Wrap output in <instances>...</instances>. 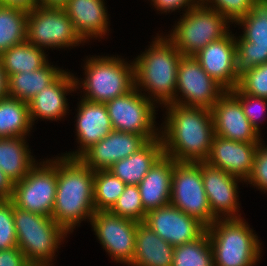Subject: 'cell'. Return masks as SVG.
Wrapping results in <instances>:
<instances>
[{"label":"cell","mask_w":267,"mask_h":266,"mask_svg":"<svg viewBox=\"0 0 267 266\" xmlns=\"http://www.w3.org/2000/svg\"><path fill=\"white\" fill-rule=\"evenodd\" d=\"M159 125L164 155L179 162H204L210 153L214 127L211 109L170 103Z\"/></svg>","instance_id":"obj_1"},{"label":"cell","mask_w":267,"mask_h":266,"mask_svg":"<svg viewBox=\"0 0 267 266\" xmlns=\"http://www.w3.org/2000/svg\"><path fill=\"white\" fill-rule=\"evenodd\" d=\"M94 213V171L79 158L57 155V190L51 217L71 234L82 221L90 222Z\"/></svg>","instance_id":"obj_2"},{"label":"cell","mask_w":267,"mask_h":266,"mask_svg":"<svg viewBox=\"0 0 267 266\" xmlns=\"http://www.w3.org/2000/svg\"><path fill=\"white\" fill-rule=\"evenodd\" d=\"M160 34L153 37L148 49L136 56L133 63L135 88L156 106L162 107L175 103L182 54L164 34Z\"/></svg>","instance_id":"obj_3"},{"label":"cell","mask_w":267,"mask_h":266,"mask_svg":"<svg viewBox=\"0 0 267 266\" xmlns=\"http://www.w3.org/2000/svg\"><path fill=\"white\" fill-rule=\"evenodd\" d=\"M114 56H86L82 67L85 77L80 79L74 75L76 90H83L80 91L83 95L80 98L106 103L135 87L133 61Z\"/></svg>","instance_id":"obj_4"},{"label":"cell","mask_w":267,"mask_h":266,"mask_svg":"<svg viewBox=\"0 0 267 266\" xmlns=\"http://www.w3.org/2000/svg\"><path fill=\"white\" fill-rule=\"evenodd\" d=\"M206 232L214 266H255L260 263L263 244L245 218L217 219L206 227Z\"/></svg>","instance_id":"obj_5"},{"label":"cell","mask_w":267,"mask_h":266,"mask_svg":"<svg viewBox=\"0 0 267 266\" xmlns=\"http://www.w3.org/2000/svg\"><path fill=\"white\" fill-rule=\"evenodd\" d=\"M17 246L32 266H54L58 250L69 235L52 217L22 210L13 203Z\"/></svg>","instance_id":"obj_6"},{"label":"cell","mask_w":267,"mask_h":266,"mask_svg":"<svg viewBox=\"0 0 267 266\" xmlns=\"http://www.w3.org/2000/svg\"><path fill=\"white\" fill-rule=\"evenodd\" d=\"M165 35L182 55L194 56L209 43L226 36L231 23L217 10L198 3Z\"/></svg>","instance_id":"obj_7"},{"label":"cell","mask_w":267,"mask_h":266,"mask_svg":"<svg viewBox=\"0 0 267 266\" xmlns=\"http://www.w3.org/2000/svg\"><path fill=\"white\" fill-rule=\"evenodd\" d=\"M26 41L45 51L85 45L62 7L36 6L29 10Z\"/></svg>","instance_id":"obj_8"},{"label":"cell","mask_w":267,"mask_h":266,"mask_svg":"<svg viewBox=\"0 0 267 266\" xmlns=\"http://www.w3.org/2000/svg\"><path fill=\"white\" fill-rule=\"evenodd\" d=\"M57 190V156L39 160L14 184L12 201L22 210L52 216Z\"/></svg>","instance_id":"obj_9"},{"label":"cell","mask_w":267,"mask_h":266,"mask_svg":"<svg viewBox=\"0 0 267 266\" xmlns=\"http://www.w3.org/2000/svg\"><path fill=\"white\" fill-rule=\"evenodd\" d=\"M235 24L243 30L235 36V73L240 78L267 63V0H254L251 10Z\"/></svg>","instance_id":"obj_10"},{"label":"cell","mask_w":267,"mask_h":266,"mask_svg":"<svg viewBox=\"0 0 267 266\" xmlns=\"http://www.w3.org/2000/svg\"><path fill=\"white\" fill-rule=\"evenodd\" d=\"M170 204L197 218L206 227L217 220L211 212L204 190L201 162H179L173 159Z\"/></svg>","instance_id":"obj_11"},{"label":"cell","mask_w":267,"mask_h":266,"mask_svg":"<svg viewBox=\"0 0 267 266\" xmlns=\"http://www.w3.org/2000/svg\"><path fill=\"white\" fill-rule=\"evenodd\" d=\"M105 105L115 131L143 135L148 141L159 138L155 116L158 106L135 87Z\"/></svg>","instance_id":"obj_12"},{"label":"cell","mask_w":267,"mask_h":266,"mask_svg":"<svg viewBox=\"0 0 267 266\" xmlns=\"http://www.w3.org/2000/svg\"><path fill=\"white\" fill-rule=\"evenodd\" d=\"M139 222L110 211H95L90 225L102 248L113 262L130 266L135 254L136 229Z\"/></svg>","instance_id":"obj_13"},{"label":"cell","mask_w":267,"mask_h":266,"mask_svg":"<svg viewBox=\"0 0 267 266\" xmlns=\"http://www.w3.org/2000/svg\"><path fill=\"white\" fill-rule=\"evenodd\" d=\"M224 92L194 56L182 55L177 72L175 104L211 109Z\"/></svg>","instance_id":"obj_14"},{"label":"cell","mask_w":267,"mask_h":266,"mask_svg":"<svg viewBox=\"0 0 267 266\" xmlns=\"http://www.w3.org/2000/svg\"><path fill=\"white\" fill-rule=\"evenodd\" d=\"M201 174L213 216L216 219L243 218L238 184L246 182L206 162H201Z\"/></svg>","instance_id":"obj_15"},{"label":"cell","mask_w":267,"mask_h":266,"mask_svg":"<svg viewBox=\"0 0 267 266\" xmlns=\"http://www.w3.org/2000/svg\"><path fill=\"white\" fill-rule=\"evenodd\" d=\"M143 223L172 246L195 241L206 232L202 222L172 204L147 212Z\"/></svg>","instance_id":"obj_16"},{"label":"cell","mask_w":267,"mask_h":266,"mask_svg":"<svg viewBox=\"0 0 267 266\" xmlns=\"http://www.w3.org/2000/svg\"><path fill=\"white\" fill-rule=\"evenodd\" d=\"M214 134L233 141L261 143V134L250 124L240 101L225 91L211 108Z\"/></svg>","instance_id":"obj_17"},{"label":"cell","mask_w":267,"mask_h":266,"mask_svg":"<svg viewBox=\"0 0 267 266\" xmlns=\"http://www.w3.org/2000/svg\"><path fill=\"white\" fill-rule=\"evenodd\" d=\"M77 105L74 126L76 127L75 140L79 146L74 151L61 153L68 158H79L87 149L114 130L105 103L81 98Z\"/></svg>","instance_id":"obj_18"},{"label":"cell","mask_w":267,"mask_h":266,"mask_svg":"<svg viewBox=\"0 0 267 266\" xmlns=\"http://www.w3.org/2000/svg\"><path fill=\"white\" fill-rule=\"evenodd\" d=\"M147 142L143 135L113 130L87 149L79 159L93 171L107 170L117 161L137 152Z\"/></svg>","instance_id":"obj_19"},{"label":"cell","mask_w":267,"mask_h":266,"mask_svg":"<svg viewBox=\"0 0 267 266\" xmlns=\"http://www.w3.org/2000/svg\"><path fill=\"white\" fill-rule=\"evenodd\" d=\"M235 34L230 31L219 40L209 43L194 57L203 70L225 91L237 87L239 78L235 73Z\"/></svg>","instance_id":"obj_20"},{"label":"cell","mask_w":267,"mask_h":266,"mask_svg":"<svg viewBox=\"0 0 267 266\" xmlns=\"http://www.w3.org/2000/svg\"><path fill=\"white\" fill-rule=\"evenodd\" d=\"M259 144L214 135L210 153L204 162L246 182L251 175Z\"/></svg>","instance_id":"obj_21"},{"label":"cell","mask_w":267,"mask_h":266,"mask_svg":"<svg viewBox=\"0 0 267 266\" xmlns=\"http://www.w3.org/2000/svg\"><path fill=\"white\" fill-rule=\"evenodd\" d=\"M77 92L74 74L65 70L51 85L42 89L28 102L33 126L39 119L58 121L64 119L69 110L66 96ZM71 93V94H70Z\"/></svg>","instance_id":"obj_22"},{"label":"cell","mask_w":267,"mask_h":266,"mask_svg":"<svg viewBox=\"0 0 267 266\" xmlns=\"http://www.w3.org/2000/svg\"><path fill=\"white\" fill-rule=\"evenodd\" d=\"M105 5V0H67L62 6L85 44L109 35L110 14Z\"/></svg>","instance_id":"obj_23"},{"label":"cell","mask_w":267,"mask_h":266,"mask_svg":"<svg viewBox=\"0 0 267 266\" xmlns=\"http://www.w3.org/2000/svg\"><path fill=\"white\" fill-rule=\"evenodd\" d=\"M173 158L163 155L138 184L146 212L170 204Z\"/></svg>","instance_id":"obj_24"},{"label":"cell","mask_w":267,"mask_h":266,"mask_svg":"<svg viewBox=\"0 0 267 266\" xmlns=\"http://www.w3.org/2000/svg\"><path fill=\"white\" fill-rule=\"evenodd\" d=\"M164 155L160 137L149 140L134 154L121 159L107 170L126 185H138L153 165Z\"/></svg>","instance_id":"obj_25"},{"label":"cell","mask_w":267,"mask_h":266,"mask_svg":"<svg viewBox=\"0 0 267 266\" xmlns=\"http://www.w3.org/2000/svg\"><path fill=\"white\" fill-rule=\"evenodd\" d=\"M174 246L163 240L143 222L135 237V254L130 266H172Z\"/></svg>","instance_id":"obj_26"},{"label":"cell","mask_w":267,"mask_h":266,"mask_svg":"<svg viewBox=\"0 0 267 266\" xmlns=\"http://www.w3.org/2000/svg\"><path fill=\"white\" fill-rule=\"evenodd\" d=\"M27 137L0 138V169L15 184L38 162Z\"/></svg>","instance_id":"obj_27"},{"label":"cell","mask_w":267,"mask_h":266,"mask_svg":"<svg viewBox=\"0 0 267 266\" xmlns=\"http://www.w3.org/2000/svg\"><path fill=\"white\" fill-rule=\"evenodd\" d=\"M48 62L41 69L8 76V97L29 102L37 93L51 85L65 70Z\"/></svg>","instance_id":"obj_28"},{"label":"cell","mask_w":267,"mask_h":266,"mask_svg":"<svg viewBox=\"0 0 267 266\" xmlns=\"http://www.w3.org/2000/svg\"><path fill=\"white\" fill-rule=\"evenodd\" d=\"M32 129L28 102L11 97L0 100V138L27 137Z\"/></svg>","instance_id":"obj_29"},{"label":"cell","mask_w":267,"mask_h":266,"mask_svg":"<svg viewBox=\"0 0 267 266\" xmlns=\"http://www.w3.org/2000/svg\"><path fill=\"white\" fill-rule=\"evenodd\" d=\"M46 53L45 50L25 41L3 52L0 55V60L7 76H10L20 72L41 69L49 62Z\"/></svg>","instance_id":"obj_30"},{"label":"cell","mask_w":267,"mask_h":266,"mask_svg":"<svg viewBox=\"0 0 267 266\" xmlns=\"http://www.w3.org/2000/svg\"><path fill=\"white\" fill-rule=\"evenodd\" d=\"M28 11L0 5V55L26 41Z\"/></svg>","instance_id":"obj_31"},{"label":"cell","mask_w":267,"mask_h":266,"mask_svg":"<svg viewBox=\"0 0 267 266\" xmlns=\"http://www.w3.org/2000/svg\"><path fill=\"white\" fill-rule=\"evenodd\" d=\"M172 266H214L208 233L195 241L174 246Z\"/></svg>","instance_id":"obj_32"},{"label":"cell","mask_w":267,"mask_h":266,"mask_svg":"<svg viewBox=\"0 0 267 266\" xmlns=\"http://www.w3.org/2000/svg\"><path fill=\"white\" fill-rule=\"evenodd\" d=\"M126 184L108 170L94 171V209L109 211L125 190Z\"/></svg>","instance_id":"obj_33"},{"label":"cell","mask_w":267,"mask_h":266,"mask_svg":"<svg viewBox=\"0 0 267 266\" xmlns=\"http://www.w3.org/2000/svg\"><path fill=\"white\" fill-rule=\"evenodd\" d=\"M109 211L120 217L144 222L147 212L142 205L138 185H126L125 190Z\"/></svg>","instance_id":"obj_34"},{"label":"cell","mask_w":267,"mask_h":266,"mask_svg":"<svg viewBox=\"0 0 267 266\" xmlns=\"http://www.w3.org/2000/svg\"><path fill=\"white\" fill-rule=\"evenodd\" d=\"M230 92L240 101L244 114L250 121V124L261 134L260 123L265 121L263 115L267 113V99L248 95L238 87L230 90ZM261 116L263 119H261Z\"/></svg>","instance_id":"obj_35"},{"label":"cell","mask_w":267,"mask_h":266,"mask_svg":"<svg viewBox=\"0 0 267 266\" xmlns=\"http://www.w3.org/2000/svg\"><path fill=\"white\" fill-rule=\"evenodd\" d=\"M237 87L248 95L267 99V63L245 73L239 78Z\"/></svg>","instance_id":"obj_36"},{"label":"cell","mask_w":267,"mask_h":266,"mask_svg":"<svg viewBox=\"0 0 267 266\" xmlns=\"http://www.w3.org/2000/svg\"><path fill=\"white\" fill-rule=\"evenodd\" d=\"M254 0H199V3L217 10L231 24L243 18L250 10Z\"/></svg>","instance_id":"obj_37"},{"label":"cell","mask_w":267,"mask_h":266,"mask_svg":"<svg viewBox=\"0 0 267 266\" xmlns=\"http://www.w3.org/2000/svg\"><path fill=\"white\" fill-rule=\"evenodd\" d=\"M17 246V235L13 216V201L0 200V250Z\"/></svg>","instance_id":"obj_38"},{"label":"cell","mask_w":267,"mask_h":266,"mask_svg":"<svg viewBox=\"0 0 267 266\" xmlns=\"http://www.w3.org/2000/svg\"><path fill=\"white\" fill-rule=\"evenodd\" d=\"M250 187L259 189V191L267 193V145L264 140L259 144L254 158L253 169L251 175L246 181Z\"/></svg>","instance_id":"obj_39"},{"label":"cell","mask_w":267,"mask_h":266,"mask_svg":"<svg viewBox=\"0 0 267 266\" xmlns=\"http://www.w3.org/2000/svg\"><path fill=\"white\" fill-rule=\"evenodd\" d=\"M150 4L155 10L167 15V13L176 12V10H182V14L186 13L189 9H192L199 3V0H150ZM184 8V9H183ZM185 11V12H184Z\"/></svg>","instance_id":"obj_40"},{"label":"cell","mask_w":267,"mask_h":266,"mask_svg":"<svg viewBox=\"0 0 267 266\" xmlns=\"http://www.w3.org/2000/svg\"><path fill=\"white\" fill-rule=\"evenodd\" d=\"M0 266H32L25 254L18 248L0 250Z\"/></svg>","instance_id":"obj_41"},{"label":"cell","mask_w":267,"mask_h":266,"mask_svg":"<svg viewBox=\"0 0 267 266\" xmlns=\"http://www.w3.org/2000/svg\"><path fill=\"white\" fill-rule=\"evenodd\" d=\"M14 183L0 169V200L12 199Z\"/></svg>","instance_id":"obj_42"},{"label":"cell","mask_w":267,"mask_h":266,"mask_svg":"<svg viewBox=\"0 0 267 266\" xmlns=\"http://www.w3.org/2000/svg\"><path fill=\"white\" fill-rule=\"evenodd\" d=\"M0 5L19 7L27 11L38 6L37 0H0Z\"/></svg>","instance_id":"obj_43"},{"label":"cell","mask_w":267,"mask_h":266,"mask_svg":"<svg viewBox=\"0 0 267 266\" xmlns=\"http://www.w3.org/2000/svg\"><path fill=\"white\" fill-rule=\"evenodd\" d=\"M8 97V76L0 60V100Z\"/></svg>","instance_id":"obj_44"},{"label":"cell","mask_w":267,"mask_h":266,"mask_svg":"<svg viewBox=\"0 0 267 266\" xmlns=\"http://www.w3.org/2000/svg\"><path fill=\"white\" fill-rule=\"evenodd\" d=\"M41 7H62L67 0H37Z\"/></svg>","instance_id":"obj_45"}]
</instances>
